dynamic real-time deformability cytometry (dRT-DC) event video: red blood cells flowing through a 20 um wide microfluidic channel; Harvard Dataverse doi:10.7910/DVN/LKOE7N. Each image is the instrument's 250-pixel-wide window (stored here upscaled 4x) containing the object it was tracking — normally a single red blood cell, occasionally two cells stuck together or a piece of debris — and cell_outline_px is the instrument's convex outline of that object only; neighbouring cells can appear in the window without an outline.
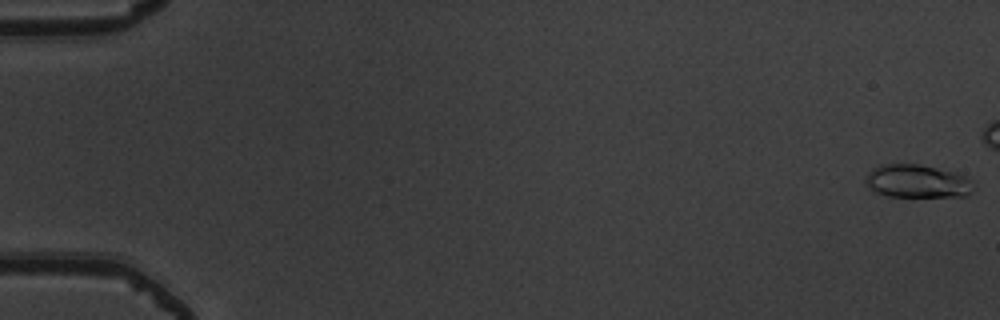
{"species": "common noctule bat (a hibernating species)", "species_latin": "Nyctalus noctula", "temperature_condition": "warm", "stored_images_in_passage": 45, "camera_frame_rate_fps": 3000, "um_per_image_px": 0.085, "animal": {"sex": "male", "body_mass_g": 19.5, "forearm_length_mm": 54.6}, "frame": {"image": 1, "passage_image": 1, "time_ms": 0.0, "image_size_px": [1000, 320], "cell_outline_px": [[976, 188], [972, 192], [964, 196], [888, 196], [872, 192], [864, 176], [872, 168], [880, 164], [920, 164], [956, 172], [972, 180]], "centroid_in_image_um": [77.97, 15.4], "position_along_channel_um": 7.0, "area_um2": 21.1}}
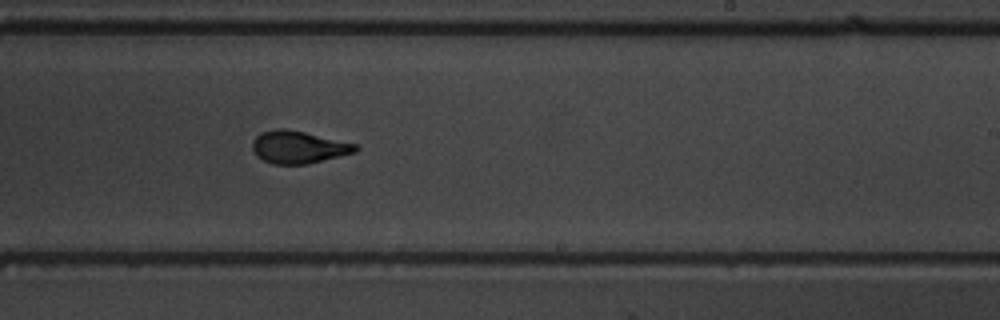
{"frame": {"image": 2, "passage_image": 34, "time_ms": 11.0, "image_size_px": [1000, 320], "cell_outline_px": [[360, 148], [356, 152], [308, 164], [272, 164], [256, 156], [252, 152], [252, 140], [260, 132], [276, 128], [284, 128], [304, 132], [356, 144]], "centroid_in_image_um": [25.33, 12.5], "position_along_channel_um": 263.7, "area_um2": 19.59}}
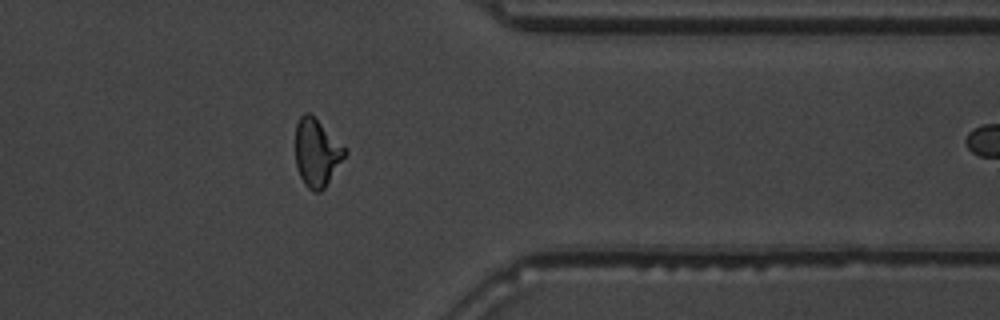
{"frame": {"image": 3, "passage_image": 44, "time_ms": 14.333, "image_size_px": [1000, 320], "cell_outline_px": [[348, 152], [324, 188], [320, 192], [312, 192], [304, 184], [300, 176], [296, 164], [296, 124], [300, 116], [304, 112], [308, 112]], "centroid_in_image_um": [26.89, 13.02], "position_along_channel_um": 384.5, "area_um2": 18.9}}